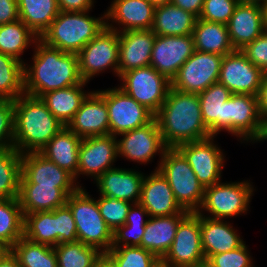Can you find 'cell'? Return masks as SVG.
<instances>
[{
	"label": "cell",
	"instance_id": "d6986e66",
	"mask_svg": "<svg viewBox=\"0 0 267 267\" xmlns=\"http://www.w3.org/2000/svg\"><path fill=\"white\" fill-rule=\"evenodd\" d=\"M195 52L193 36H160L154 40L150 65L168 80L177 74L180 67Z\"/></svg>",
	"mask_w": 267,
	"mask_h": 267
},
{
	"label": "cell",
	"instance_id": "2e32d148",
	"mask_svg": "<svg viewBox=\"0 0 267 267\" xmlns=\"http://www.w3.org/2000/svg\"><path fill=\"white\" fill-rule=\"evenodd\" d=\"M20 183H39V185L56 186L67 196L82 185L74 177L54 162L46 159L39 152H28L21 156Z\"/></svg>",
	"mask_w": 267,
	"mask_h": 267
},
{
	"label": "cell",
	"instance_id": "680465c9",
	"mask_svg": "<svg viewBox=\"0 0 267 267\" xmlns=\"http://www.w3.org/2000/svg\"><path fill=\"white\" fill-rule=\"evenodd\" d=\"M264 26L267 30V0L261 4Z\"/></svg>",
	"mask_w": 267,
	"mask_h": 267
},
{
	"label": "cell",
	"instance_id": "be15d7a7",
	"mask_svg": "<svg viewBox=\"0 0 267 267\" xmlns=\"http://www.w3.org/2000/svg\"><path fill=\"white\" fill-rule=\"evenodd\" d=\"M264 140H267V125H266V133H265Z\"/></svg>",
	"mask_w": 267,
	"mask_h": 267
},
{
	"label": "cell",
	"instance_id": "4fadbf2b",
	"mask_svg": "<svg viewBox=\"0 0 267 267\" xmlns=\"http://www.w3.org/2000/svg\"><path fill=\"white\" fill-rule=\"evenodd\" d=\"M109 113V134L116 136L148 124L154 114L119 87L105 90Z\"/></svg>",
	"mask_w": 267,
	"mask_h": 267
},
{
	"label": "cell",
	"instance_id": "6125c7cd",
	"mask_svg": "<svg viewBox=\"0 0 267 267\" xmlns=\"http://www.w3.org/2000/svg\"><path fill=\"white\" fill-rule=\"evenodd\" d=\"M10 249L0 240V257L5 255Z\"/></svg>",
	"mask_w": 267,
	"mask_h": 267
},
{
	"label": "cell",
	"instance_id": "30bf717a",
	"mask_svg": "<svg viewBox=\"0 0 267 267\" xmlns=\"http://www.w3.org/2000/svg\"><path fill=\"white\" fill-rule=\"evenodd\" d=\"M119 86L127 95L144 105L154 115L166 100L171 81L151 65L129 70L120 77Z\"/></svg>",
	"mask_w": 267,
	"mask_h": 267
},
{
	"label": "cell",
	"instance_id": "ac0fdd59",
	"mask_svg": "<svg viewBox=\"0 0 267 267\" xmlns=\"http://www.w3.org/2000/svg\"><path fill=\"white\" fill-rule=\"evenodd\" d=\"M118 136L111 134L82 138L78 156V176L86 175L94 179L115 166L118 158Z\"/></svg>",
	"mask_w": 267,
	"mask_h": 267
},
{
	"label": "cell",
	"instance_id": "d6a6232c",
	"mask_svg": "<svg viewBox=\"0 0 267 267\" xmlns=\"http://www.w3.org/2000/svg\"><path fill=\"white\" fill-rule=\"evenodd\" d=\"M232 93L216 82L198 94L203 122L212 136L224 130V111Z\"/></svg>",
	"mask_w": 267,
	"mask_h": 267
},
{
	"label": "cell",
	"instance_id": "f5cc1de1",
	"mask_svg": "<svg viewBox=\"0 0 267 267\" xmlns=\"http://www.w3.org/2000/svg\"><path fill=\"white\" fill-rule=\"evenodd\" d=\"M259 112L265 125H267V72L264 73L261 86L257 94Z\"/></svg>",
	"mask_w": 267,
	"mask_h": 267
},
{
	"label": "cell",
	"instance_id": "ab89813d",
	"mask_svg": "<svg viewBox=\"0 0 267 267\" xmlns=\"http://www.w3.org/2000/svg\"><path fill=\"white\" fill-rule=\"evenodd\" d=\"M23 237L35 242L56 246L55 209L24 215Z\"/></svg>",
	"mask_w": 267,
	"mask_h": 267
},
{
	"label": "cell",
	"instance_id": "bcb514c9",
	"mask_svg": "<svg viewBox=\"0 0 267 267\" xmlns=\"http://www.w3.org/2000/svg\"><path fill=\"white\" fill-rule=\"evenodd\" d=\"M238 4L237 0H204L199 18L227 25Z\"/></svg>",
	"mask_w": 267,
	"mask_h": 267
},
{
	"label": "cell",
	"instance_id": "83f0119b",
	"mask_svg": "<svg viewBox=\"0 0 267 267\" xmlns=\"http://www.w3.org/2000/svg\"><path fill=\"white\" fill-rule=\"evenodd\" d=\"M82 138L67 127L61 129L40 151L46 159L57 164L77 179L79 147Z\"/></svg>",
	"mask_w": 267,
	"mask_h": 267
},
{
	"label": "cell",
	"instance_id": "c3c4849f",
	"mask_svg": "<svg viewBox=\"0 0 267 267\" xmlns=\"http://www.w3.org/2000/svg\"><path fill=\"white\" fill-rule=\"evenodd\" d=\"M14 142V101L0 99V150L12 148Z\"/></svg>",
	"mask_w": 267,
	"mask_h": 267
},
{
	"label": "cell",
	"instance_id": "5bb4252c",
	"mask_svg": "<svg viewBox=\"0 0 267 267\" xmlns=\"http://www.w3.org/2000/svg\"><path fill=\"white\" fill-rule=\"evenodd\" d=\"M214 138L215 136H211L204 140L184 143L177 147L204 187L220 182L224 167L225 156L220 147L217 146L218 144H214Z\"/></svg>",
	"mask_w": 267,
	"mask_h": 267
},
{
	"label": "cell",
	"instance_id": "7dc6e473",
	"mask_svg": "<svg viewBox=\"0 0 267 267\" xmlns=\"http://www.w3.org/2000/svg\"><path fill=\"white\" fill-rule=\"evenodd\" d=\"M56 246L78 241L73 214L67 205L55 209Z\"/></svg>",
	"mask_w": 267,
	"mask_h": 267
},
{
	"label": "cell",
	"instance_id": "681fc988",
	"mask_svg": "<svg viewBox=\"0 0 267 267\" xmlns=\"http://www.w3.org/2000/svg\"><path fill=\"white\" fill-rule=\"evenodd\" d=\"M240 51L254 66L264 73L267 72V30L253 42L246 44Z\"/></svg>",
	"mask_w": 267,
	"mask_h": 267
},
{
	"label": "cell",
	"instance_id": "60d3db41",
	"mask_svg": "<svg viewBox=\"0 0 267 267\" xmlns=\"http://www.w3.org/2000/svg\"><path fill=\"white\" fill-rule=\"evenodd\" d=\"M24 94V63L0 53V99L16 100Z\"/></svg>",
	"mask_w": 267,
	"mask_h": 267
},
{
	"label": "cell",
	"instance_id": "4dcf8cb0",
	"mask_svg": "<svg viewBox=\"0 0 267 267\" xmlns=\"http://www.w3.org/2000/svg\"><path fill=\"white\" fill-rule=\"evenodd\" d=\"M197 17L172 3L155 7L151 30L160 36L192 35Z\"/></svg>",
	"mask_w": 267,
	"mask_h": 267
},
{
	"label": "cell",
	"instance_id": "f35d334b",
	"mask_svg": "<svg viewBox=\"0 0 267 267\" xmlns=\"http://www.w3.org/2000/svg\"><path fill=\"white\" fill-rule=\"evenodd\" d=\"M24 216L18 198L0 199V240L11 249L23 237Z\"/></svg>",
	"mask_w": 267,
	"mask_h": 267
},
{
	"label": "cell",
	"instance_id": "4316f807",
	"mask_svg": "<svg viewBox=\"0 0 267 267\" xmlns=\"http://www.w3.org/2000/svg\"><path fill=\"white\" fill-rule=\"evenodd\" d=\"M189 213L184 210L179 214L148 217L145 232L141 239V247L157 258H164L172 246L179 223Z\"/></svg>",
	"mask_w": 267,
	"mask_h": 267
},
{
	"label": "cell",
	"instance_id": "6da1fadb",
	"mask_svg": "<svg viewBox=\"0 0 267 267\" xmlns=\"http://www.w3.org/2000/svg\"><path fill=\"white\" fill-rule=\"evenodd\" d=\"M33 47V63H24L25 94L41 97L49 91L64 89L83 81L79 74L77 54L47 46L40 39Z\"/></svg>",
	"mask_w": 267,
	"mask_h": 267
},
{
	"label": "cell",
	"instance_id": "603a6c76",
	"mask_svg": "<svg viewBox=\"0 0 267 267\" xmlns=\"http://www.w3.org/2000/svg\"><path fill=\"white\" fill-rule=\"evenodd\" d=\"M155 38L152 30L119 32L118 77L129 70L150 66Z\"/></svg>",
	"mask_w": 267,
	"mask_h": 267
},
{
	"label": "cell",
	"instance_id": "6f0895ef",
	"mask_svg": "<svg viewBox=\"0 0 267 267\" xmlns=\"http://www.w3.org/2000/svg\"><path fill=\"white\" fill-rule=\"evenodd\" d=\"M150 267H172L163 258H157Z\"/></svg>",
	"mask_w": 267,
	"mask_h": 267
},
{
	"label": "cell",
	"instance_id": "7402d4cb",
	"mask_svg": "<svg viewBox=\"0 0 267 267\" xmlns=\"http://www.w3.org/2000/svg\"><path fill=\"white\" fill-rule=\"evenodd\" d=\"M139 203L147 210L149 217L179 214L184 211L176 201L167 179L159 170L144 175Z\"/></svg>",
	"mask_w": 267,
	"mask_h": 267
},
{
	"label": "cell",
	"instance_id": "cb8c5ba5",
	"mask_svg": "<svg viewBox=\"0 0 267 267\" xmlns=\"http://www.w3.org/2000/svg\"><path fill=\"white\" fill-rule=\"evenodd\" d=\"M144 175L134 169L113 167L99 176L95 182L100 195L139 203Z\"/></svg>",
	"mask_w": 267,
	"mask_h": 267
},
{
	"label": "cell",
	"instance_id": "9c48e42d",
	"mask_svg": "<svg viewBox=\"0 0 267 267\" xmlns=\"http://www.w3.org/2000/svg\"><path fill=\"white\" fill-rule=\"evenodd\" d=\"M77 56L79 74L83 81L89 82L110 67L118 77L119 32L105 27Z\"/></svg>",
	"mask_w": 267,
	"mask_h": 267
},
{
	"label": "cell",
	"instance_id": "f6af8a7d",
	"mask_svg": "<svg viewBox=\"0 0 267 267\" xmlns=\"http://www.w3.org/2000/svg\"><path fill=\"white\" fill-rule=\"evenodd\" d=\"M244 242L240 247L220 254L211 255L206 267H254L253 259Z\"/></svg>",
	"mask_w": 267,
	"mask_h": 267
},
{
	"label": "cell",
	"instance_id": "7c38bea8",
	"mask_svg": "<svg viewBox=\"0 0 267 267\" xmlns=\"http://www.w3.org/2000/svg\"><path fill=\"white\" fill-rule=\"evenodd\" d=\"M172 267H203L200 215L190 212L178 225L171 248L163 258Z\"/></svg>",
	"mask_w": 267,
	"mask_h": 267
},
{
	"label": "cell",
	"instance_id": "ffe728a7",
	"mask_svg": "<svg viewBox=\"0 0 267 267\" xmlns=\"http://www.w3.org/2000/svg\"><path fill=\"white\" fill-rule=\"evenodd\" d=\"M80 138L109 134L105 90L92 91L66 126Z\"/></svg>",
	"mask_w": 267,
	"mask_h": 267
},
{
	"label": "cell",
	"instance_id": "74e56055",
	"mask_svg": "<svg viewBox=\"0 0 267 267\" xmlns=\"http://www.w3.org/2000/svg\"><path fill=\"white\" fill-rule=\"evenodd\" d=\"M149 217L147 210L140 204H132L124 225L113 232L112 247L140 246Z\"/></svg>",
	"mask_w": 267,
	"mask_h": 267
},
{
	"label": "cell",
	"instance_id": "11a10c76",
	"mask_svg": "<svg viewBox=\"0 0 267 267\" xmlns=\"http://www.w3.org/2000/svg\"><path fill=\"white\" fill-rule=\"evenodd\" d=\"M0 267H21L17 257L9 250L0 257Z\"/></svg>",
	"mask_w": 267,
	"mask_h": 267
},
{
	"label": "cell",
	"instance_id": "7a4b0ae2",
	"mask_svg": "<svg viewBox=\"0 0 267 267\" xmlns=\"http://www.w3.org/2000/svg\"><path fill=\"white\" fill-rule=\"evenodd\" d=\"M154 118L167 148H177L181 144L212 136L203 122L198 94L170 87Z\"/></svg>",
	"mask_w": 267,
	"mask_h": 267
},
{
	"label": "cell",
	"instance_id": "e0dca14e",
	"mask_svg": "<svg viewBox=\"0 0 267 267\" xmlns=\"http://www.w3.org/2000/svg\"><path fill=\"white\" fill-rule=\"evenodd\" d=\"M264 72L254 66L246 56L235 50L223 57L218 82L232 94L257 96Z\"/></svg>",
	"mask_w": 267,
	"mask_h": 267
},
{
	"label": "cell",
	"instance_id": "8d00e7d4",
	"mask_svg": "<svg viewBox=\"0 0 267 267\" xmlns=\"http://www.w3.org/2000/svg\"><path fill=\"white\" fill-rule=\"evenodd\" d=\"M21 156L14 147L0 150V199L19 196Z\"/></svg>",
	"mask_w": 267,
	"mask_h": 267
},
{
	"label": "cell",
	"instance_id": "8992f818",
	"mask_svg": "<svg viewBox=\"0 0 267 267\" xmlns=\"http://www.w3.org/2000/svg\"><path fill=\"white\" fill-rule=\"evenodd\" d=\"M159 170L167 179L176 201L188 212H197L200 208L205 187L198 181L187 159L177 148H167L159 159Z\"/></svg>",
	"mask_w": 267,
	"mask_h": 267
},
{
	"label": "cell",
	"instance_id": "8fae6325",
	"mask_svg": "<svg viewBox=\"0 0 267 267\" xmlns=\"http://www.w3.org/2000/svg\"><path fill=\"white\" fill-rule=\"evenodd\" d=\"M223 57L195 50L172 79L171 87L186 93L203 92L218 82Z\"/></svg>",
	"mask_w": 267,
	"mask_h": 267
},
{
	"label": "cell",
	"instance_id": "f546056e",
	"mask_svg": "<svg viewBox=\"0 0 267 267\" xmlns=\"http://www.w3.org/2000/svg\"><path fill=\"white\" fill-rule=\"evenodd\" d=\"M87 83L82 81L80 84L64 89L49 91L40 97L64 127L68 125L83 101L92 92L83 90V86L85 87Z\"/></svg>",
	"mask_w": 267,
	"mask_h": 267
},
{
	"label": "cell",
	"instance_id": "816d5d0a",
	"mask_svg": "<svg viewBox=\"0 0 267 267\" xmlns=\"http://www.w3.org/2000/svg\"><path fill=\"white\" fill-rule=\"evenodd\" d=\"M58 8L64 12L90 11L94 6V0H57Z\"/></svg>",
	"mask_w": 267,
	"mask_h": 267
},
{
	"label": "cell",
	"instance_id": "1f68e13d",
	"mask_svg": "<svg viewBox=\"0 0 267 267\" xmlns=\"http://www.w3.org/2000/svg\"><path fill=\"white\" fill-rule=\"evenodd\" d=\"M192 36L195 50L199 52L224 56L235 51L225 24L197 18Z\"/></svg>",
	"mask_w": 267,
	"mask_h": 267
},
{
	"label": "cell",
	"instance_id": "836d02e7",
	"mask_svg": "<svg viewBox=\"0 0 267 267\" xmlns=\"http://www.w3.org/2000/svg\"><path fill=\"white\" fill-rule=\"evenodd\" d=\"M20 20L40 39L57 17V0H17Z\"/></svg>",
	"mask_w": 267,
	"mask_h": 267
},
{
	"label": "cell",
	"instance_id": "d590c367",
	"mask_svg": "<svg viewBox=\"0 0 267 267\" xmlns=\"http://www.w3.org/2000/svg\"><path fill=\"white\" fill-rule=\"evenodd\" d=\"M21 267H58L54 247L21 237L10 249Z\"/></svg>",
	"mask_w": 267,
	"mask_h": 267
},
{
	"label": "cell",
	"instance_id": "5b68a950",
	"mask_svg": "<svg viewBox=\"0 0 267 267\" xmlns=\"http://www.w3.org/2000/svg\"><path fill=\"white\" fill-rule=\"evenodd\" d=\"M66 205L73 214L78 241L105 255L112 248L113 232L101 216L97 200L79 187L67 197Z\"/></svg>",
	"mask_w": 267,
	"mask_h": 267
},
{
	"label": "cell",
	"instance_id": "d4e9b609",
	"mask_svg": "<svg viewBox=\"0 0 267 267\" xmlns=\"http://www.w3.org/2000/svg\"><path fill=\"white\" fill-rule=\"evenodd\" d=\"M229 38L235 50H241L266 31L259 4L239 3L227 24Z\"/></svg>",
	"mask_w": 267,
	"mask_h": 267
},
{
	"label": "cell",
	"instance_id": "9f6ffc18",
	"mask_svg": "<svg viewBox=\"0 0 267 267\" xmlns=\"http://www.w3.org/2000/svg\"><path fill=\"white\" fill-rule=\"evenodd\" d=\"M93 267H113L111 262L108 260V258L103 255L95 264Z\"/></svg>",
	"mask_w": 267,
	"mask_h": 267
},
{
	"label": "cell",
	"instance_id": "91938a15",
	"mask_svg": "<svg viewBox=\"0 0 267 267\" xmlns=\"http://www.w3.org/2000/svg\"><path fill=\"white\" fill-rule=\"evenodd\" d=\"M155 7L164 5V4H169L171 3L172 0H149Z\"/></svg>",
	"mask_w": 267,
	"mask_h": 267
},
{
	"label": "cell",
	"instance_id": "484cf974",
	"mask_svg": "<svg viewBox=\"0 0 267 267\" xmlns=\"http://www.w3.org/2000/svg\"><path fill=\"white\" fill-rule=\"evenodd\" d=\"M200 215L201 245L207 260L211 255L224 253L240 247L244 241L237 230L224 219Z\"/></svg>",
	"mask_w": 267,
	"mask_h": 267
},
{
	"label": "cell",
	"instance_id": "f1b7e54d",
	"mask_svg": "<svg viewBox=\"0 0 267 267\" xmlns=\"http://www.w3.org/2000/svg\"><path fill=\"white\" fill-rule=\"evenodd\" d=\"M67 195L56 186L39 183H20L19 202L23 216L29 213L52 211L66 205Z\"/></svg>",
	"mask_w": 267,
	"mask_h": 267
},
{
	"label": "cell",
	"instance_id": "94428289",
	"mask_svg": "<svg viewBox=\"0 0 267 267\" xmlns=\"http://www.w3.org/2000/svg\"><path fill=\"white\" fill-rule=\"evenodd\" d=\"M239 3H247V4H259L261 5L265 0H237Z\"/></svg>",
	"mask_w": 267,
	"mask_h": 267
},
{
	"label": "cell",
	"instance_id": "9a60e30c",
	"mask_svg": "<svg viewBox=\"0 0 267 267\" xmlns=\"http://www.w3.org/2000/svg\"><path fill=\"white\" fill-rule=\"evenodd\" d=\"M118 136H122V138L116 139L118 157L122 156L126 160L139 164L150 163L157 153L162 158L167 149L155 118L143 127Z\"/></svg>",
	"mask_w": 267,
	"mask_h": 267
},
{
	"label": "cell",
	"instance_id": "b9f144b4",
	"mask_svg": "<svg viewBox=\"0 0 267 267\" xmlns=\"http://www.w3.org/2000/svg\"><path fill=\"white\" fill-rule=\"evenodd\" d=\"M54 250L58 267H93L104 255L97 248L80 241L58 244Z\"/></svg>",
	"mask_w": 267,
	"mask_h": 267
},
{
	"label": "cell",
	"instance_id": "f907efd6",
	"mask_svg": "<svg viewBox=\"0 0 267 267\" xmlns=\"http://www.w3.org/2000/svg\"><path fill=\"white\" fill-rule=\"evenodd\" d=\"M19 19L17 0H0V25Z\"/></svg>",
	"mask_w": 267,
	"mask_h": 267
},
{
	"label": "cell",
	"instance_id": "ba28073f",
	"mask_svg": "<svg viewBox=\"0 0 267 267\" xmlns=\"http://www.w3.org/2000/svg\"><path fill=\"white\" fill-rule=\"evenodd\" d=\"M224 131L247 143L264 141L266 125L259 112L257 96L231 95L225 102Z\"/></svg>",
	"mask_w": 267,
	"mask_h": 267
},
{
	"label": "cell",
	"instance_id": "52a82bcc",
	"mask_svg": "<svg viewBox=\"0 0 267 267\" xmlns=\"http://www.w3.org/2000/svg\"><path fill=\"white\" fill-rule=\"evenodd\" d=\"M250 180L239 182L221 181L205 187L203 202L196 212L210 214L209 218L227 219L245 214L248 211L254 187Z\"/></svg>",
	"mask_w": 267,
	"mask_h": 267
},
{
	"label": "cell",
	"instance_id": "db71d44e",
	"mask_svg": "<svg viewBox=\"0 0 267 267\" xmlns=\"http://www.w3.org/2000/svg\"><path fill=\"white\" fill-rule=\"evenodd\" d=\"M171 3L199 18L204 0H172Z\"/></svg>",
	"mask_w": 267,
	"mask_h": 267
},
{
	"label": "cell",
	"instance_id": "277c9868",
	"mask_svg": "<svg viewBox=\"0 0 267 267\" xmlns=\"http://www.w3.org/2000/svg\"><path fill=\"white\" fill-rule=\"evenodd\" d=\"M89 12L60 11L40 40L52 48L77 54L106 27L105 13L95 18Z\"/></svg>",
	"mask_w": 267,
	"mask_h": 267
},
{
	"label": "cell",
	"instance_id": "44dd1931",
	"mask_svg": "<svg viewBox=\"0 0 267 267\" xmlns=\"http://www.w3.org/2000/svg\"><path fill=\"white\" fill-rule=\"evenodd\" d=\"M154 12L155 6L149 0H113L105 12L106 27L117 32L151 30Z\"/></svg>",
	"mask_w": 267,
	"mask_h": 267
},
{
	"label": "cell",
	"instance_id": "3957f363",
	"mask_svg": "<svg viewBox=\"0 0 267 267\" xmlns=\"http://www.w3.org/2000/svg\"><path fill=\"white\" fill-rule=\"evenodd\" d=\"M64 126L40 98L22 94L14 100V142L20 153L39 152Z\"/></svg>",
	"mask_w": 267,
	"mask_h": 267
},
{
	"label": "cell",
	"instance_id": "e575fe53",
	"mask_svg": "<svg viewBox=\"0 0 267 267\" xmlns=\"http://www.w3.org/2000/svg\"><path fill=\"white\" fill-rule=\"evenodd\" d=\"M38 39L20 19L0 25V53L12 56L20 62L25 63L21 55Z\"/></svg>",
	"mask_w": 267,
	"mask_h": 267
},
{
	"label": "cell",
	"instance_id": "ee69618b",
	"mask_svg": "<svg viewBox=\"0 0 267 267\" xmlns=\"http://www.w3.org/2000/svg\"><path fill=\"white\" fill-rule=\"evenodd\" d=\"M97 204L101 216L112 232L125 224L132 205L131 202L102 195L97 199Z\"/></svg>",
	"mask_w": 267,
	"mask_h": 267
},
{
	"label": "cell",
	"instance_id": "7bdbcfd3",
	"mask_svg": "<svg viewBox=\"0 0 267 267\" xmlns=\"http://www.w3.org/2000/svg\"><path fill=\"white\" fill-rule=\"evenodd\" d=\"M105 256L113 267H150L157 259L140 246L112 247Z\"/></svg>",
	"mask_w": 267,
	"mask_h": 267
}]
</instances>
